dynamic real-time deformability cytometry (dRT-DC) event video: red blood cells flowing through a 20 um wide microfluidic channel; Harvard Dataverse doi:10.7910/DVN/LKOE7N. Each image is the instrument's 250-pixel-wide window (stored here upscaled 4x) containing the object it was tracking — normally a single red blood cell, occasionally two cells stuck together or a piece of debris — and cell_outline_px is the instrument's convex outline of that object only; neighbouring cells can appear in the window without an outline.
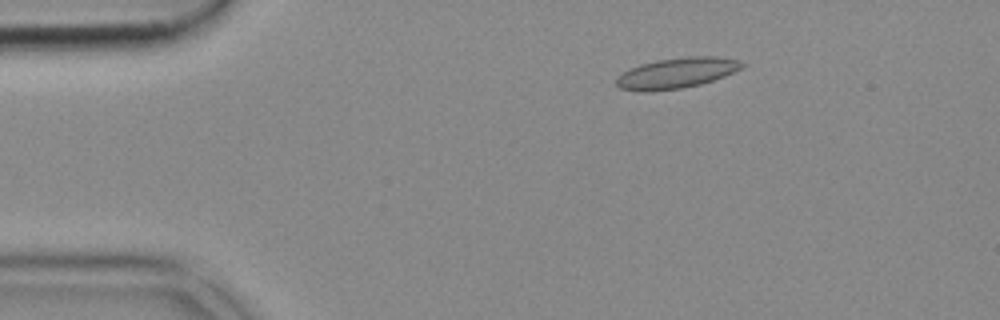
{"species": "common noctule bat (a hibernating species)", "species_latin": "Nyctalus noctula", "temperature_condition": "cold", "stored_images_in_passage": 53, "camera_frame_rate_fps": 3000, "um_per_image_px": 0.085, "animal": {"sex": "female", "body_mass_g": 18.4}, "frame": {"image": 1, "passage_image": 9, "time_ms": 2.667, "image_size_px": [1000, 320], "cell_outline_px": [[744, 64], [740, 68], [724, 76], [700, 84], [680, 88], [620, 88], [616, 84], [616, 76], [628, 68], [640, 64], [656, 60], [688, 56], [716, 56], [740, 60]], "centroid_in_image_um": [57.55, 6.14], "position_along_channel_um": 27.4, "area_um2": 21.44}}
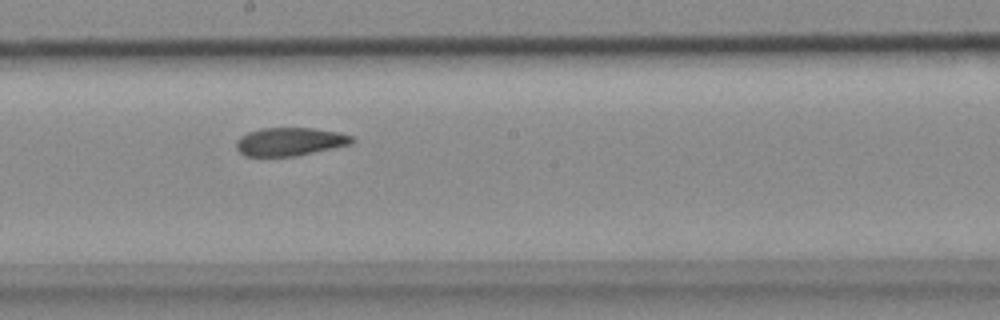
{"frame": {"image": 2, "passage_image": 29, "time_ms": 9.333, "image_size_px": [1000, 320], "cell_outline_px": [[356, 140], [352, 144], [296, 156], [244, 156], [236, 148], [236, 140], [240, 136], [248, 132], [260, 128], [312, 128], [336, 132], [352, 136]], "centroid_in_image_um": [24.62, 12.04], "position_along_channel_um": 223.6, "area_um2": 19.07}}
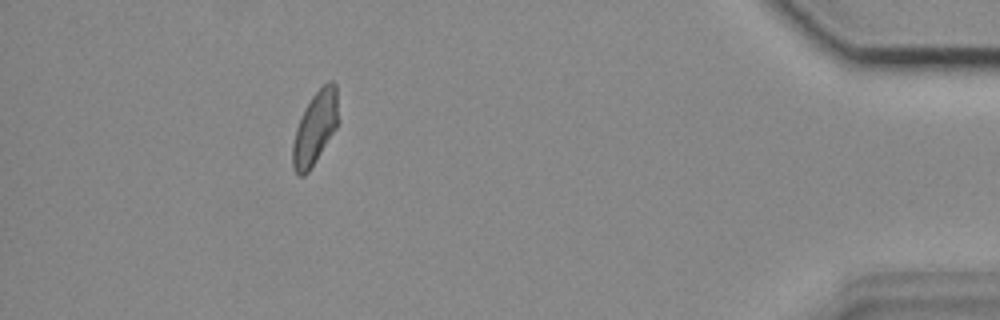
{"frame": {"image": 3, "passage_image": 48, "time_ms": 15.667, "image_size_px": [1000, 320], "cell_outline_px": [[336, 128], [308, 172], [304, 176], [300, 176], [292, 168], [292, 144], [296, 128], [304, 108], [312, 96], [328, 80], [332, 80], [336, 84]], "centroid_in_image_um": [26.73, 10.89], "position_along_channel_um": 408.5, "area_um2": 18.9}}